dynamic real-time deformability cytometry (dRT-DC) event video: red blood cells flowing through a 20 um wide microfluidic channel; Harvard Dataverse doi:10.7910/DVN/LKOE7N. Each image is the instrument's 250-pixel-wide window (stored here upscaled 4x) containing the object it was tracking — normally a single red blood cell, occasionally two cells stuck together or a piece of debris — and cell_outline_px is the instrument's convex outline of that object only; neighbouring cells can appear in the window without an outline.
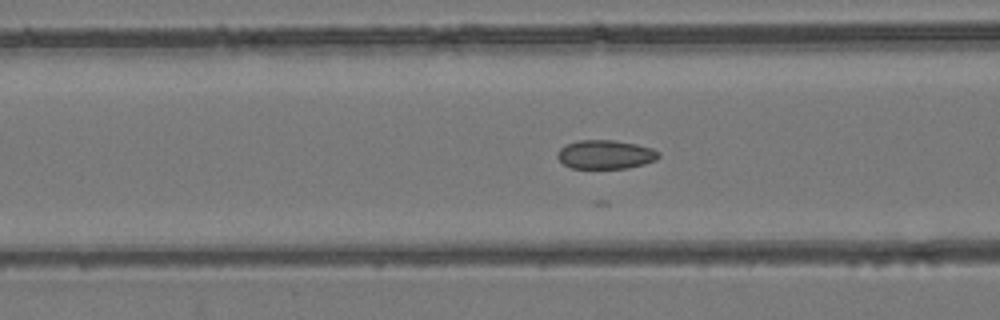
{"species": "common noctule bat (a hibernating species)", "species_latin": "Nyctalus noctula", "temperature_condition": "room temperature", "stored_images_in_passage": 21, "camera_frame_rate_fps": 3000, "um_per_image_px": 0.085, "animal": {"sex": "female", "body_mass_g": 24.6, "forearm_length_mm": 56.2}, "frame": {"image": 1, "passage_image": 12, "time_ms": 3.667, "image_size_px": [1000, 320], "cell_outline_px": [[660, 156], [656, 160], [644, 164], [628, 168], [572, 168], [564, 164], [556, 156], [556, 152], [564, 144], [580, 140], [612, 140], [636, 144], [652, 148], [660, 152]], "centroid_in_image_um": [51.45, 13.13], "position_along_channel_um": 115.1, "area_um2": 17.11}}
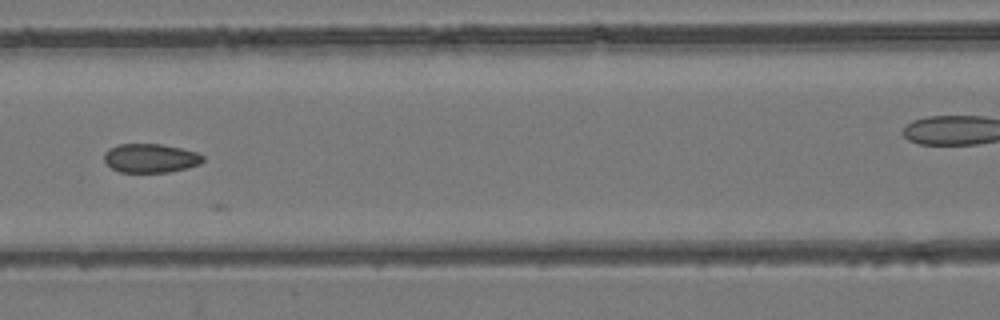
{"frame": {"image": 2, "passage_image": 15, "time_ms": 4.667, "image_size_px": [1000, 320], "cell_outline_px": [[204, 160], [200, 164], [188, 168], [168, 172], [120, 172], [112, 168], [104, 160], [104, 152], [108, 148], [116, 144], [160, 144], [180, 148], [196, 152], [204, 156]], "centroid_in_image_um": [12.78, 13.44], "position_along_channel_um": 153.8, "area_um2": 16.7}}
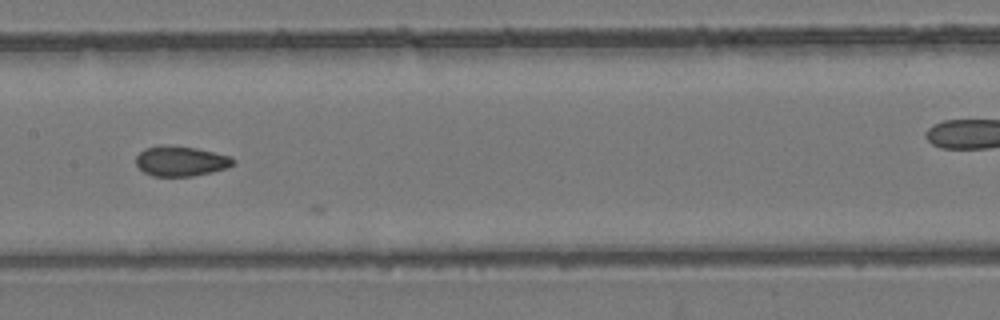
{"frame": {"image": 3, "passage_image": 18, "time_ms": 5.667, "image_size_px": [1000, 320], "cell_outline_px": [[236, 160], [228, 168], [212, 172], [192, 176], [152, 176], [144, 172], [136, 164], [136, 156], [144, 148], [160, 144], [164, 144], [196, 148], [232, 156]], "centroid_in_image_um": [15.37, 13.68], "position_along_channel_um": 192.0, "area_um2": 17.22}}